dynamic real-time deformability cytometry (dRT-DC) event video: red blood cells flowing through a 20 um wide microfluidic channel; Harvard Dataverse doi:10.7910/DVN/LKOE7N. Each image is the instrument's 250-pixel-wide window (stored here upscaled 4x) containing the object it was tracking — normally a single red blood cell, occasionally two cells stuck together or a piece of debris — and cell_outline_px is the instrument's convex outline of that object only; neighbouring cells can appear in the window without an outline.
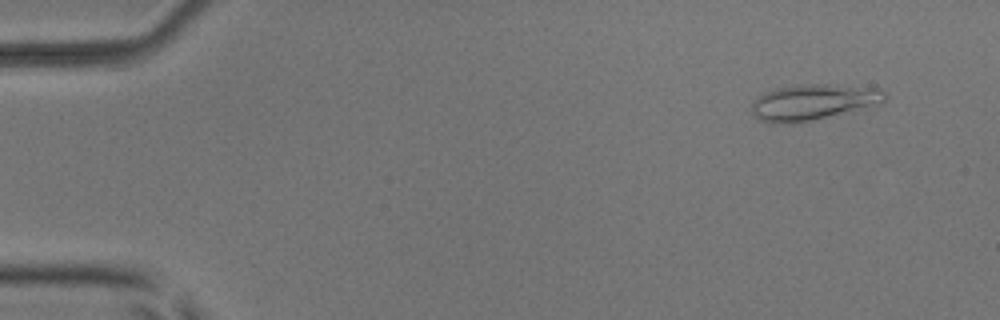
{"species": "common noctule bat (a hibernating species)", "species_latin": "Nyctalus noctula", "temperature_condition": "room temperature", "stored_images_in_passage": 3, "camera_frame_rate_fps": 3000, "um_per_image_px": 0.085, "animal": {"sex": "male", "body_mass_g": 17.9, "forearm_length_mm": 54.2}, "frame": {"image": 1, "passage_image": 1, "time_ms": 0.0, "image_size_px": [1000, 320], "cell_outline_px": [[888, 96], [884, 104], [812, 120], [792, 124], [772, 124], [760, 120], [752, 112], [752, 100], [764, 92], [776, 88], [796, 84], [828, 84], [876, 88], [884, 92]], "centroid_in_image_um": [69.12, 8.68], "position_along_channel_um": 15.9, "area_um2": 28.26}}